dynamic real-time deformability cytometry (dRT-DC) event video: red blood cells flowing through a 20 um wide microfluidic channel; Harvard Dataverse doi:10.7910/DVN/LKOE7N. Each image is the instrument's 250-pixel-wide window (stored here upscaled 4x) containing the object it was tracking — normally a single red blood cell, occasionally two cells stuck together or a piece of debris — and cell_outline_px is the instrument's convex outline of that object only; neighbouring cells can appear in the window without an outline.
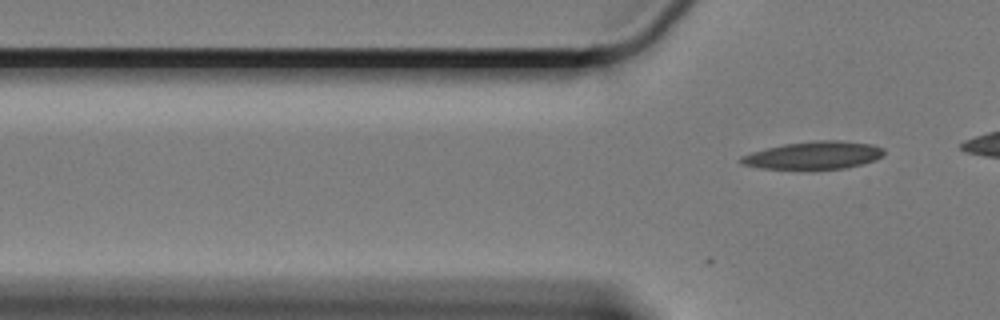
{"species": "Egyptian fruit bat (a non-hibernating species)", "species_latin": "Rousettus aegyptiacus", "temperature_condition": "cold", "stored_images_in_passage": 5, "camera_frame_rate_fps": 3000, "um_per_image_px": 0.085, "animal": {"sex": "female"}, "frame": {"image": 1, "passage_image": 5, "time_ms": 1.333, "image_size_px": [1000, 320], "cell_outline_px": [[884, 152], [876, 160], [844, 168], [760, 168], [744, 164], [740, 160], [740, 156], [752, 152], [784, 144], [816, 140], [840, 140], [872, 144], [884, 148]], "centroid_in_image_um": [69.2, 13.18], "position_along_channel_um": 56.6, "area_um2": 22.6}}